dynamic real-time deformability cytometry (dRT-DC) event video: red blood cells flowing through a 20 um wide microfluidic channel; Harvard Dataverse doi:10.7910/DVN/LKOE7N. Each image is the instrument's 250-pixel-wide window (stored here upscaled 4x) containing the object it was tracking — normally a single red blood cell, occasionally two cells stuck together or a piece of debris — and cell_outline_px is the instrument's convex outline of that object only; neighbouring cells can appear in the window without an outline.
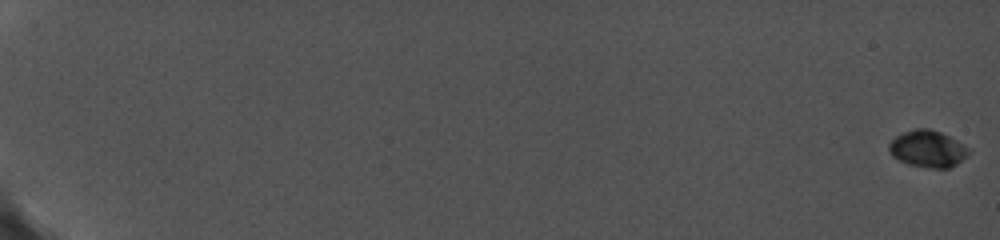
{"species": "common noctule bat (a hibernating species)", "species_latin": "Nyctalus noctula", "temperature_condition": "cold", "stored_images_in_passage": 44, "camera_frame_rate_fps": 5000, "um_per_image_px": 0.085, "animal": {"sex": "female", "body_mass_g": 19.0, "forearm_length_mm": 56.7}, "frame": {"image": 1, "passage_image": 1, "time_ms": 0.0, "image_size_px": [1000, 240], "cell_outline_px": [[972, 152], [968, 156], [956, 164], [948, 168], [928, 168], [908, 164], [892, 156], [888, 148], [888, 144], [896, 136], [904, 132], [916, 128], [928, 128], [940, 132], [956, 140], [968, 148]], "centroid_in_image_um": [78.86, 12.65], "position_along_channel_um": 6.1, "area_um2": 17.05}}
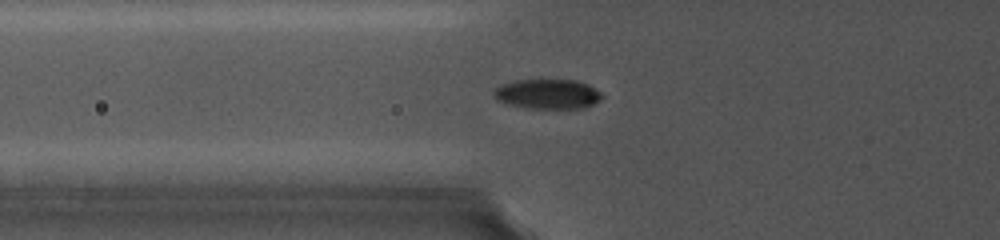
{"frame": {"image": 2, "passage_image": 18, "time_ms": 8.4, "image_size_px": [1000, 240], "cell_outline_px": [[604, 96], [592, 104], [584, 108], [528, 108], [512, 104], [500, 100], [496, 96], [496, 88], [504, 84], [516, 80], [572, 80], [588, 84], [600, 92]], "centroid_in_image_um": [46.62, 7.99], "position_along_channel_um": 79.2, "area_um2": 18.15}}
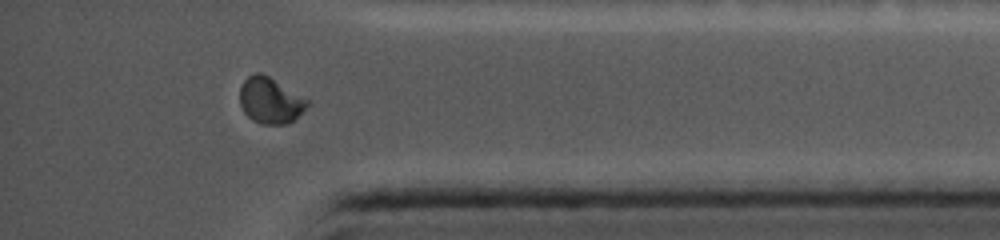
{"frame": {"image": 3, "passage_image": 40, "time_ms": 17.2, "image_size_px": [1000, 240], "cell_outline_px": [[308, 104], [288, 124], [264, 124], [252, 120], [244, 112], [240, 104], [240, 88], [244, 80], [248, 76], [256, 72], [260, 72], [268, 76], [308, 100]], "centroid_in_image_um": [22.92, 8.53], "position_along_channel_um": 412.3, "area_um2": 17.63}, "authors_computed_cell_mechanics": {"area_um2": 17.7446, "velocity_mm_per_s": 3.7985, "shape_relaxation_time_tau1_ms": 6.1265, "shape_relaxation_time_tau2_ms": 0.8474, "deformation_change_tau1": 0.1573, "deformation_change_tau2": 0.0247}}